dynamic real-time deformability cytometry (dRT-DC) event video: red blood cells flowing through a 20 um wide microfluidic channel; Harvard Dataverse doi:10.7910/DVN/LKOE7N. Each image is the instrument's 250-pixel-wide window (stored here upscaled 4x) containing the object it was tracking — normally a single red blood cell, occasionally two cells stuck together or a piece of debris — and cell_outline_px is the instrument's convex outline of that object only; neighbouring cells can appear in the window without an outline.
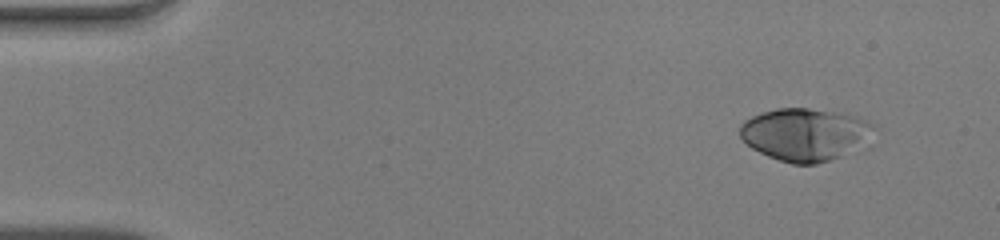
{"species": "human", "species_latin": "Homo sapiens", "temperature_condition": "warm", "stored_images_in_passage": 47, "camera_frame_rate_fps": 3000, "um_per_image_px": 0.085, "donor": {"sex": "male"}, "frame": {"image": 1, "passage_image": 1, "time_ms": 0.0, "image_size_px": [1000, 240], "cell_outline_px": [[880, 128], [872, 148], [816, 164], [792, 164], [768, 156], [752, 148], [740, 136], [740, 124], [744, 120], [752, 116], [776, 108], [808, 108], [848, 112], [868, 120], [876, 124]], "centroid_in_image_um": [68.69, 11.43], "position_along_channel_um": 16.3, "area_um2": 43.18}}
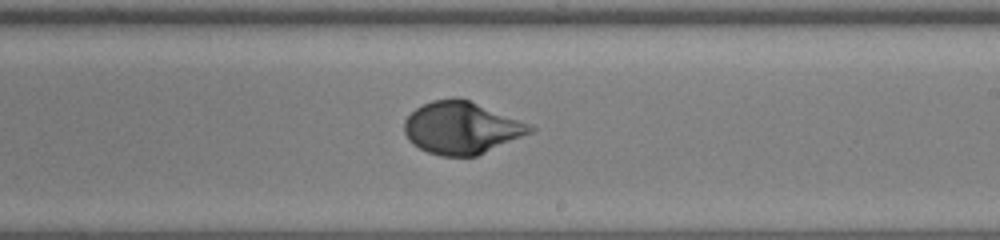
{"frame": {"image": 2, "passage_image": 27, "time_ms": 8.667, "image_size_px": [1000, 240], "cell_outline_px": [[536, 128], [532, 132], [476, 156], [440, 156], [428, 152], [412, 144], [408, 140], [404, 132], [404, 120], [416, 108], [432, 100], [452, 96], [468, 100], [532, 124]], "centroid_in_image_um": [39.22, 10.86], "position_along_channel_um": 249.8, "area_um2": 38.26}}
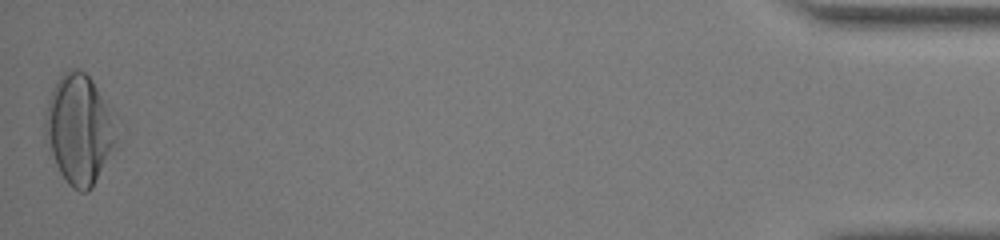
{"frame": {"image": 3, "passage_image": 47, "time_ms": 15.333, "image_size_px": [1000, 240], "cell_outline_px": [[116, 140], [92, 188], [88, 192], [80, 192], [72, 188], [68, 184], [60, 172], [56, 164], [44, 132], [44, 116], [48, 100], [52, 88], [56, 80], [68, 68], [76, 68], [84, 72], [92, 80], [104, 104], [112, 124]], "centroid_in_image_um": [6.64, 10.99], "position_along_channel_um": 428.6, "area_um2": 43.93}, "authors_computed_cell_mechanics": {"area_um2": 38.148, "velocity_mm_per_s": 4.0495, "shape_relaxation_time_tau1_ms": 4.2777, "shape_relaxation_time_tau2_ms": null, "deformation_change_tau1": 0.2326, "deformation_change_tau2": null}}